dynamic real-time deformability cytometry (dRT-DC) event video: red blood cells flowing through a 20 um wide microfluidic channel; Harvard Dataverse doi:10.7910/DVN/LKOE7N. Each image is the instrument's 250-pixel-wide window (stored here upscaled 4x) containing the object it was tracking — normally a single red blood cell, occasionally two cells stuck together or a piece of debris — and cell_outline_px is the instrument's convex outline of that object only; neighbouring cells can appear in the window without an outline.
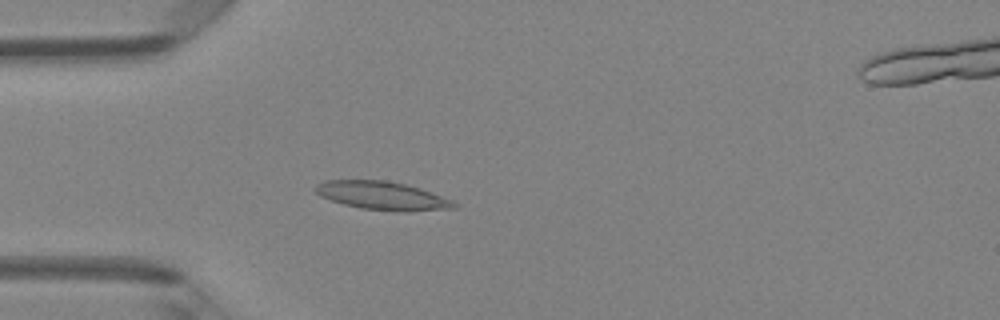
{"species": "Egyptian fruit bat (a non-hibernating species)", "species_latin": "Rousettus aegyptiacus", "temperature_condition": "room temperature", "stored_images_in_passage": 48, "camera_frame_rate_fps": 3000, "um_per_image_px": 0.085, "animal": {"sex": "female"}, "frame": {"image": 1, "passage_image": 14, "time_ms": 4.333, "image_size_px": [1000, 320], "cell_outline_px": [[460, 204], [456, 208], [408, 212], [396, 212], [360, 208], [344, 204], [320, 196], [316, 192], [316, 184], [324, 180], [388, 180], [420, 188], [432, 192], [452, 200]], "centroid_in_image_um": [32.55, 16.64], "position_along_channel_um": 52.5, "area_um2": 23.12}}
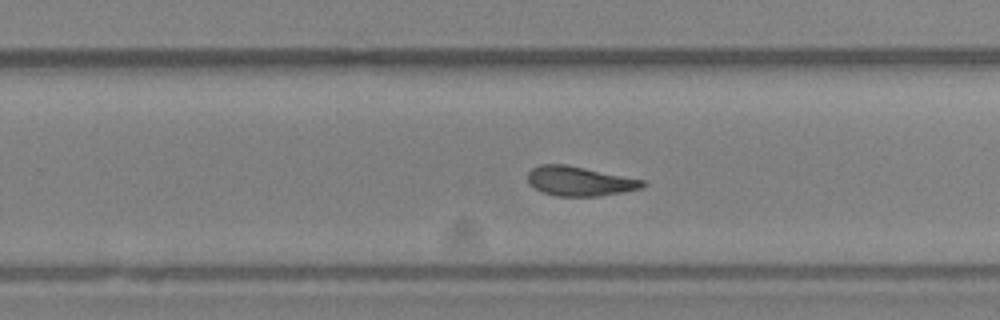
{"frame": {"image": 2, "passage_image": 31, "time_ms": 10.0, "image_size_px": [1000, 320], "cell_outline_px": [[648, 184], [644, 188], [624, 192], [600, 196], [556, 196], [540, 192], [528, 184], [528, 172], [532, 168], [540, 164], [568, 164], [644, 180]], "centroid_in_image_um": [49.27, 15.4], "position_along_channel_um": 280.5, "area_um2": 20.11}}
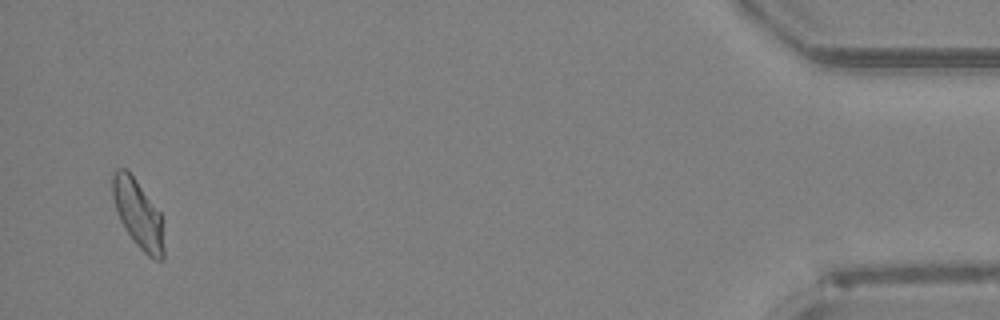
{"frame": {"image": 3, "passage_image": 47, "time_ms": 15.333, "image_size_px": [1000, 320], "cell_outline_px": [[164, 260], [156, 260], [148, 256], [136, 244], [124, 228], [120, 220], [112, 196], [112, 176], [116, 168], [124, 168], [136, 180], [160, 212], [164, 248]], "centroid_in_image_um": [11.73, 18.2], "position_along_channel_um": 423.5, "area_um2": 20.17}, "authors_computed_cell_mechanics": {"area_um2": 20.4901, "velocity_mm_per_s": 4.2027, "shape_relaxation_time_tau1_ms": 5.2798, "shape_relaxation_time_tau2_ms": 1.6445, "deformation_change_tau1": 0.1672, "deformation_change_tau2": 0.0954}}